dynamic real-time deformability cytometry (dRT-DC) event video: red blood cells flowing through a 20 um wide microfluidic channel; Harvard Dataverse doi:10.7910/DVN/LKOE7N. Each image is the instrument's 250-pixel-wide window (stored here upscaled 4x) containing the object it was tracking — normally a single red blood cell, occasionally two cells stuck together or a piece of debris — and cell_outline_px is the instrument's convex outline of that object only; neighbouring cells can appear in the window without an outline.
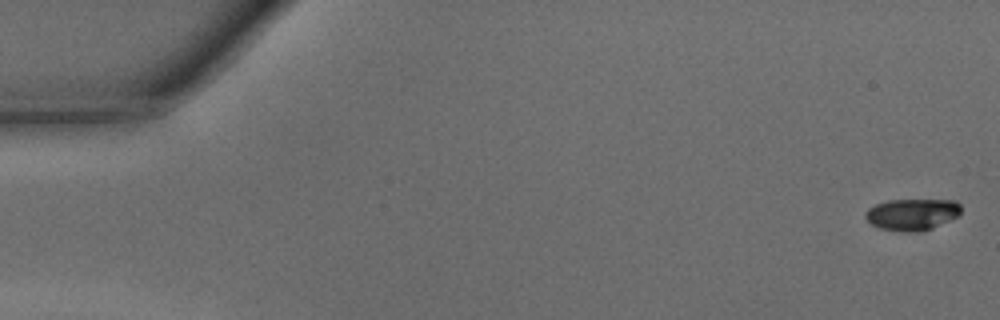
{"species": "common noctule bat (a hibernating species)", "species_latin": "Nyctalus noctula", "temperature_condition": "warm", "stored_images_in_passage": 21, "camera_frame_rate_fps": 3000, "um_per_image_px": 0.085, "animal": {"sex": "male", "body_mass_g": 15.6}, "frame": {"image": 1, "passage_image": 1, "time_ms": 0.0, "image_size_px": [1000, 320], "cell_outline_px": [[960, 212], [956, 216], [924, 232], [904, 232], [880, 228], [872, 224], [864, 216], [864, 212], [868, 208], [876, 204], [888, 200], [956, 200], [960, 204]], "centroid_in_image_um": [77.5, 18.22], "position_along_channel_um": 7.5, "area_um2": 17.57}}
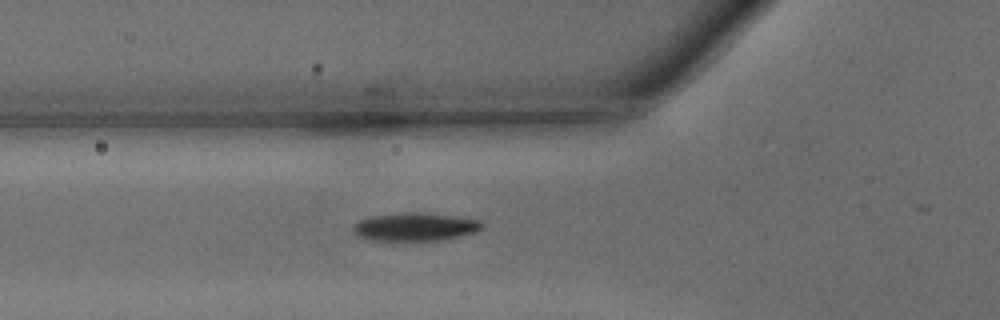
{"frame": {"image": 2, "passage_image": 17, "time_ms": 5.333, "image_size_px": [1000, 320], "cell_outline_px": [[484, 224], [476, 232], [448, 240], [412, 244], [372, 240], [360, 236], [352, 228], [352, 224], [368, 216], [408, 212], [416, 212], [452, 216], [484, 220]], "centroid_in_image_um": [35.3, 19.34], "position_along_channel_um": 90.5, "area_um2": 22.25}}
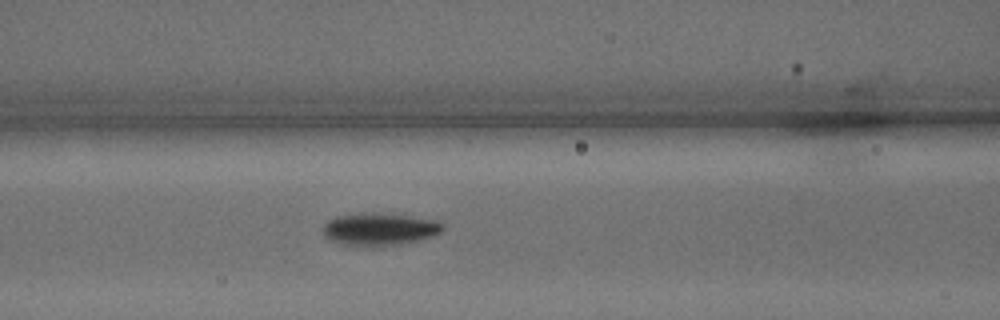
{"frame": {"image": 3, "passage_image": 20, "time_ms": 6.333, "image_size_px": [1000, 320], "cell_outline_px": [[444, 228], [440, 232], [432, 236], [420, 240], [404, 244], [372, 248], [340, 244], [328, 240], [324, 236], [320, 228], [328, 220], [336, 216], [364, 212], [376, 212], [408, 216], [436, 220], [444, 224]], "centroid_in_image_um": [32.2, 19.5], "position_along_channel_um": 134.4, "area_um2": 23.47}}